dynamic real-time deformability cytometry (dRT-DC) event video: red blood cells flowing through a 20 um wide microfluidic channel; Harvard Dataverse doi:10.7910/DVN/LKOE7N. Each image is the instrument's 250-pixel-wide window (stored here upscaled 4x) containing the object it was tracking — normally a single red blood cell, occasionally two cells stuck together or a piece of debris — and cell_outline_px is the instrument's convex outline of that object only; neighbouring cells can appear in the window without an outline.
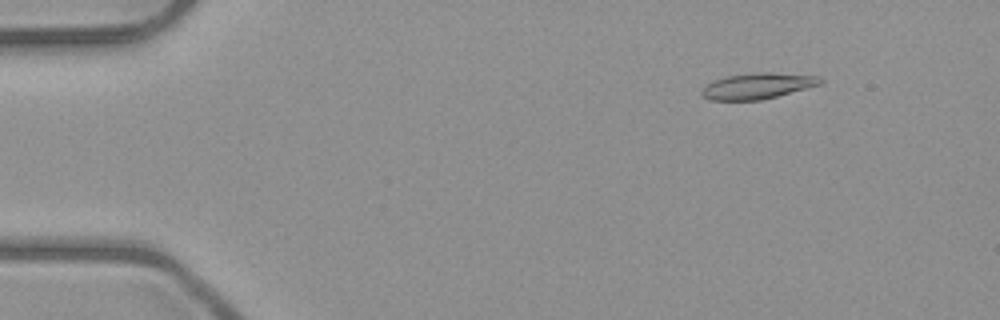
{"species": "common noctule bat (a hibernating species)", "species_latin": "Nyctalus noctula", "temperature_condition": "room temperature", "stored_images_in_passage": 7, "camera_frame_rate_fps": 3000, "um_per_image_px": 0.085, "animal": {"sex": "male", "body_mass_g": 23.1, "forearm_length_mm": 52.7}, "frame": {"image": 1, "passage_image": 2, "time_ms": 1.0, "image_size_px": [1000, 320], "cell_outline_px": [[824, 80], [820, 84], [776, 96], [760, 100], [708, 100], [700, 92], [708, 84], [716, 80], [728, 76], [764, 72], [768, 72], [820, 76]], "centroid_in_image_um": [64.41, 7.31], "position_along_channel_um": 20.6, "area_um2": 17.46}}
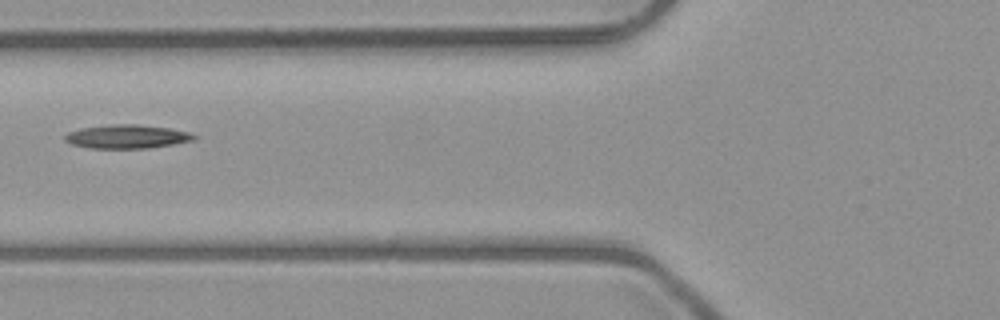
{"frame": {"image": 2, "passage_image": 6, "time_ms": 5.667, "image_size_px": [1000, 320], "cell_outline_px": [[196, 136], [192, 140], [172, 144], [148, 148], [88, 148], [72, 144], [64, 140], [64, 136], [68, 132], [80, 128], [112, 124], [136, 124], [168, 128], [188, 132]], "centroid_in_image_um": [10.72, 11.6], "position_along_channel_um": 115.1, "area_um2": 17.63}}
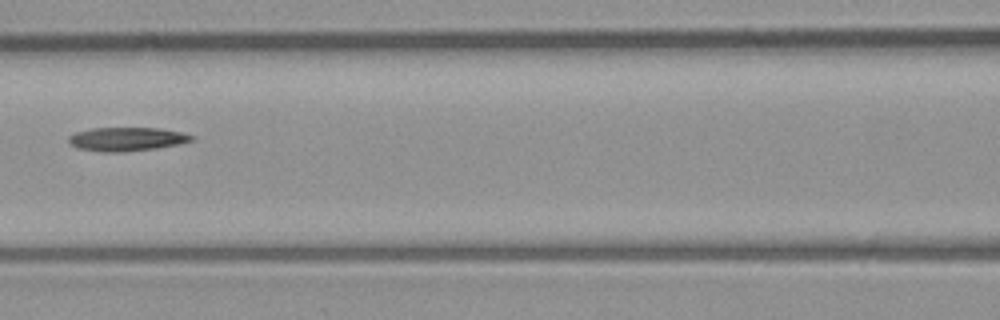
{"frame": {"image": 3, "passage_image": 7, "time_ms": 6.667, "image_size_px": [1000, 320], "cell_outline_px": [[196, 136], [192, 140], [176, 144], [156, 148], [124, 152], [104, 152], [76, 148], [68, 140], [68, 136], [76, 132], [92, 128], [160, 128], [180, 132]], "centroid_in_image_um": [10.75, 11.82], "position_along_channel_um": 155.9, "area_um2": 16.88}}